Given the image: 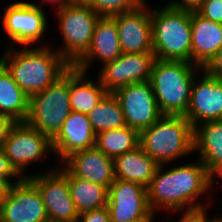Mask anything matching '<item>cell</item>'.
<instances>
[{
	"label": "cell",
	"instance_id": "obj_7",
	"mask_svg": "<svg viewBox=\"0 0 222 222\" xmlns=\"http://www.w3.org/2000/svg\"><path fill=\"white\" fill-rule=\"evenodd\" d=\"M55 12L63 44L54 49L72 66L88 50L100 16L84 0H75Z\"/></svg>",
	"mask_w": 222,
	"mask_h": 222
},
{
	"label": "cell",
	"instance_id": "obj_12",
	"mask_svg": "<svg viewBox=\"0 0 222 222\" xmlns=\"http://www.w3.org/2000/svg\"><path fill=\"white\" fill-rule=\"evenodd\" d=\"M155 60L153 52L122 53L114 61L102 65L96 75L101 85L113 93L131 83L150 81Z\"/></svg>",
	"mask_w": 222,
	"mask_h": 222
},
{
	"label": "cell",
	"instance_id": "obj_4",
	"mask_svg": "<svg viewBox=\"0 0 222 222\" xmlns=\"http://www.w3.org/2000/svg\"><path fill=\"white\" fill-rule=\"evenodd\" d=\"M192 12L166 4L151 6L152 46L156 59L192 63Z\"/></svg>",
	"mask_w": 222,
	"mask_h": 222
},
{
	"label": "cell",
	"instance_id": "obj_15",
	"mask_svg": "<svg viewBox=\"0 0 222 222\" xmlns=\"http://www.w3.org/2000/svg\"><path fill=\"white\" fill-rule=\"evenodd\" d=\"M200 74L193 79L190 102L184 116L193 128L205 122L222 120V79L209 75L203 69Z\"/></svg>",
	"mask_w": 222,
	"mask_h": 222
},
{
	"label": "cell",
	"instance_id": "obj_24",
	"mask_svg": "<svg viewBox=\"0 0 222 222\" xmlns=\"http://www.w3.org/2000/svg\"><path fill=\"white\" fill-rule=\"evenodd\" d=\"M28 105L29 97L0 62V114L7 115L16 122H24L28 115Z\"/></svg>",
	"mask_w": 222,
	"mask_h": 222
},
{
	"label": "cell",
	"instance_id": "obj_16",
	"mask_svg": "<svg viewBox=\"0 0 222 222\" xmlns=\"http://www.w3.org/2000/svg\"><path fill=\"white\" fill-rule=\"evenodd\" d=\"M150 7L145 0L137 8L113 16L122 53L153 52Z\"/></svg>",
	"mask_w": 222,
	"mask_h": 222
},
{
	"label": "cell",
	"instance_id": "obj_38",
	"mask_svg": "<svg viewBox=\"0 0 222 222\" xmlns=\"http://www.w3.org/2000/svg\"><path fill=\"white\" fill-rule=\"evenodd\" d=\"M211 177H212V190H215V186H213L214 184L215 185H219V184H217V183H219L221 180H222V166H220L212 175H211ZM217 178H218V180H217ZM220 179V180H219ZM218 181V182H216V181ZM222 184V183H221Z\"/></svg>",
	"mask_w": 222,
	"mask_h": 222
},
{
	"label": "cell",
	"instance_id": "obj_11",
	"mask_svg": "<svg viewBox=\"0 0 222 222\" xmlns=\"http://www.w3.org/2000/svg\"><path fill=\"white\" fill-rule=\"evenodd\" d=\"M113 94L120 103L126 125L138 132L162 116L150 81L131 83L116 89Z\"/></svg>",
	"mask_w": 222,
	"mask_h": 222
},
{
	"label": "cell",
	"instance_id": "obj_8",
	"mask_svg": "<svg viewBox=\"0 0 222 222\" xmlns=\"http://www.w3.org/2000/svg\"><path fill=\"white\" fill-rule=\"evenodd\" d=\"M3 151L22 178H28L31 175L29 173L32 172H29L28 168L33 166V163L36 165L39 161L51 160L47 153L54 156L52 140L25 122H17L11 128L3 143Z\"/></svg>",
	"mask_w": 222,
	"mask_h": 222
},
{
	"label": "cell",
	"instance_id": "obj_30",
	"mask_svg": "<svg viewBox=\"0 0 222 222\" xmlns=\"http://www.w3.org/2000/svg\"><path fill=\"white\" fill-rule=\"evenodd\" d=\"M209 205L202 207H196L191 209H183L181 212V218H178V222H207V210Z\"/></svg>",
	"mask_w": 222,
	"mask_h": 222
},
{
	"label": "cell",
	"instance_id": "obj_20",
	"mask_svg": "<svg viewBox=\"0 0 222 222\" xmlns=\"http://www.w3.org/2000/svg\"><path fill=\"white\" fill-rule=\"evenodd\" d=\"M192 64L204 68L222 48V24L192 11Z\"/></svg>",
	"mask_w": 222,
	"mask_h": 222
},
{
	"label": "cell",
	"instance_id": "obj_26",
	"mask_svg": "<svg viewBox=\"0 0 222 222\" xmlns=\"http://www.w3.org/2000/svg\"><path fill=\"white\" fill-rule=\"evenodd\" d=\"M95 146L105 155L114 159L139 146V132L127 125L103 131L96 135Z\"/></svg>",
	"mask_w": 222,
	"mask_h": 222
},
{
	"label": "cell",
	"instance_id": "obj_13",
	"mask_svg": "<svg viewBox=\"0 0 222 222\" xmlns=\"http://www.w3.org/2000/svg\"><path fill=\"white\" fill-rule=\"evenodd\" d=\"M106 207L111 222H130L156 216L148 204L147 188L121 179H115L108 188Z\"/></svg>",
	"mask_w": 222,
	"mask_h": 222
},
{
	"label": "cell",
	"instance_id": "obj_35",
	"mask_svg": "<svg viewBox=\"0 0 222 222\" xmlns=\"http://www.w3.org/2000/svg\"><path fill=\"white\" fill-rule=\"evenodd\" d=\"M16 123L17 122L14 121L11 117L4 114H0V147H3V143L9 135L11 128Z\"/></svg>",
	"mask_w": 222,
	"mask_h": 222
},
{
	"label": "cell",
	"instance_id": "obj_36",
	"mask_svg": "<svg viewBox=\"0 0 222 222\" xmlns=\"http://www.w3.org/2000/svg\"><path fill=\"white\" fill-rule=\"evenodd\" d=\"M21 179H3L0 178V205L7 198L10 188L14 183L19 182Z\"/></svg>",
	"mask_w": 222,
	"mask_h": 222
},
{
	"label": "cell",
	"instance_id": "obj_21",
	"mask_svg": "<svg viewBox=\"0 0 222 222\" xmlns=\"http://www.w3.org/2000/svg\"><path fill=\"white\" fill-rule=\"evenodd\" d=\"M116 179L136 182L148 187L159 164L145 153L140 146L113 159Z\"/></svg>",
	"mask_w": 222,
	"mask_h": 222
},
{
	"label": "cell",
	"instance_id": "obj_10",
	"mask_svg": "<svg viewBox=\"0 0 222 222\" xmlns=\"http://www.w3.org/2000/svg\"><path fill=\"white\" fill-rule=\"evenodd\" d=\"M28 179L38 188L49 222H78V212L71 197L67 168L61 163Z\"/></svg>",
	"mask_w": 222,
	"mask_h": 222
},
{
	"label": "cell",
	"instance_id": "obj_33",
	"mask_svg": "<svg viewBox=\"0 0 222 222\" xmlns=\"http://www.w3.org/2000/svg\"><path fill=\"white\" fill-rule=\"evenodd\" d=\"M211 76L222 79V48L219 49L211 61L203 68Z\"/></svg>",
	"mask_w": 222,
	"mask_h": 222
},
{
	"label": "cell",
	"instance_id": "obj_14",
	"mask_svg": "<svg viewBox=\"0 0 222 222\" xmlns=\"http://www.w3.org/2000/svg\"><path fill=\"white\" fill-rule=\"evenodd\" d=\"M0 222H49L40 192L28 178L11 186L0 205Z\"/></svg>",
	"mask_w": 222,
	"mask_h": 222
},
{
	"label": "cell",
	"instance_id": "obj_9",
	"mask_svg": "<svg viewBox=\"0 0 222 222\" xmlns=\"http://www.w3.org/2000/svg\"><path fill=\"white\" fill-rule=\"evenodd\" d=\"M5 7L1 20L3 30L10 43L5 48L31 47L38 44V46H45L43 43H39L48 30V18L44 9L22 0L12 2L8 7Z\"/></svg>",
	"mask_w": 222,
	"mask_h": 222
},
{
	"label": "cell",
	"instance_id": "obj_25",
	"mask_svg": "<svg viewBox=\"0 0 222 222\" xmlns=\"http://www.w3.org/2000/svg\"><path fill=\"white\" fill-rule=\"evenodd\" d=\"M72 200L78 214L107 206L108 188L74 176L67 169Z\"/></svg>",
	"mask_w": 222,
	"mask_h": 222
},
{
	"label": "cell",
	"instance_id": "obj_39",
	"mask_svg": "<svg viewBox=\"0 0 222 222\" xmlns=\"http://www.w3.org/2000/svg\"><path fill=\"white\" fill-rule=\"evenodd\" d=\"M208 214H210L209 211H207V222H222L221 214L219 215V217L217 214H215L216 216L212 217H210Z\"/></svg>",
	"mask_w": 222,
	"mask_h": 222
},
{
	"label": "cell",
	"instance_id": "obj_32",
	"mask_svg": "<svg viewBox=\"0 0 222 222\" xmlns=\"http://www.w3.org/2000/svg\"><path fill=\"white\" fill-rule=\"evenodd\" d=\"M0 178L3 179H22V177L16 172V170L10 164L9 159L3 151V147H0Z\"/></svg>",
	"mask_w": 222,
	"mask_h": 222
},
{
	"label": "cell",
	"instance_id": "obj_1",
	"mask_svg": "<svg viewBox=\"0 0 222 222\" xmlns=\"http://www.w3.org/2000/svg\"><path fill=\"white\" fill-rule=\"evenodd\" d=\"M167 165H159L147 187L148 204L152 212L160 213L164 209L165 213L174 215L183 209L212 204L209 200L213 199L210 196L212 177L198 158L191 163L187 161L186 164L180 163L169 168Z\"/></svg>",
	"mask_w": 222,
	"mask_h": 222
},
{
	"label": "cell",
	"instance_id": "obj_18",
	"mask_svg": "<svg viewBox=\"0 0 222 222\" xmlns=\"http://www.w3.org/2000/svg\"><path fill=\"white\" fill-rule=\"evenodd\" d=\"M121 54L115 18L100 16L96 22L88 50L72 66L88 73L95 60H99L103 63L100 65H104L109 61H114Z\"/></svg>",
	"mask_w": 222,
	"mask_h": 222
},
{
	"label": "cell",
	"instance_id": "obj_17",
	"mask_svg": "<svg viewBox=\"0 0 222 222\" xmlns=\"http://www.w3.org/2000/svg\"><path fill=\"white\" fill-rule=\"evenodd\" d=\"M95 145L96 133L87 114L72 111L52 139L53 158L60 164L72 153L93 148Z\"/></svg>",
	"mask_w": 222,
	"mask_h": 222
},
{
	"label": "cell",
	"instance_id": "obj_23",
	"mask_svg": "<svg viewBox=\"0 0 222 222\" xmlns=\"http://www.w3.org/2000/svg\"><path fill=\"white\" fill-rule=\"evenodd\" d=\"M108 91L98 77L93 81L88 74L70 66V106L72 111L88 114Z\"/></svg>",
	"mask_w": 222,
	"mask_h": 222
},
{
	"label": "cell",
	"instance_id": "obj_31",
	"mask_svg": "<svg viewBox=\"0 0 222 222\" xmlns=\"http://www.w3.org/2000/svg\"><path fill=\"white\" fill-rule=\"evenodd\" d=\"M78 222H111V220L107 207H103L79 214Z\"/></svg>",
	"mask_w": 222,
	"mask_h": 222
},
{
	"label": "cell",
	"instance_id": "obj_3",
	"mask_svg": "<svg viewBox=\"0 0 222 222\" xmlns=\"http://www.w3.org/2000/svg\"><path fill=\"white\" fill-rule=\"evenodd\" d=\"M139 146L160 164L194 154V128L184 116L162 115L153 125L139 132Z\"/></svg>",
	"mask_w": 222,
	"mask_h": 222
},
{
	"label": "cell",
	"instance_id": "obj_34",
	"mask_svg": "<svg viewBox=\"0 0 222 222\" xmlns=\"http://www.w3.org/2000/svg\"><path fill=\"white\" fill-rule=\"evenodd\" d=\"M205 0H170L167 4L180 10L196 11Z\"/></svg>",
	"mask_w": 222,
	"mask_h": 222
},
{
	"label": "cell",
	"instance_id": "obj_29",
	"mask_svg": "<svg viewBox=\"0 0 222 222\" xmlns=\"http://www.w3.org/2000/svg\"><path fill=\"white\" fill-rule=\"evenodd\" d=\"M196 12L205 19L222 24V0H205Z\"/></svg>",
	"mask_w": 222,
	"mask_h": 222
},
{
	"label": "cell",
	"instance_id": "obj_5",
	"mask_svg": "<svg viewBox=\"0 0 222 222\" xmlns=\"http://www.w3.org/2000/svg\"><path fill=\"white\" fill-rule=\"evenodd\" d=\"M201 70L186 61L155 60L150 83L162 115H186L193 79Z\"/></svg>",
	"mask_w": 222,
	"mask_h": 222
},
{
	"label": "cell",
	"instance_id": "obj_6",
	"mask_svg": "<svg viewBox=\"0 0 222 222\" xmlns=\"http://www.w3.org/2000/svg\"><path fill=\"white\" fill-rule=\"evenodd\" d=\"M69 90L70 67L50 86L29 98L24 122L52 140L72 112Z\"/></svg>",
	"mask_w": 222,
	"mask_h": 222
},
{
	"label": "cell",
	"instance_id": "obj_2",
	"mask_svg": "<svg viewBox=\"0 0 222 222\" xmlns=\"http://www.w3.org/2000/svg\"><path fill=\"white\" fill-rule=\"evenodd\" d=\"M48 44L7 47L0 57V62L29 98L50 86L71 66Z\"/></svg>",
	"mask_w": 222,
	"mask_h": 222
},
{
	"label": "cell",
	"instance_id": "obj_40",
	"mask_svg": "<svg viewBox=\"0 0 222 222\" xmlns=\"http://www.w3.org/2000/svg\"><path fill=\"white\" fill-rule=\"evenodd\" d=\"M155 217H144L142 219H137L134 221H130V222H156L154 221Z\"/></svg>",
	"mask_w": 222,
	"mask_h": 222
},
{
	"label": "cell",
	"instance_id": "obj_28",
	"mask_svg": "<svg viewBox=\"0 0 222 222\" xmlns=\"http://www.w3.org/2000/svg\"><path fill=\"white\" fill-rule=\"evenodd\" d=\"M99 16L112 17L137 8L145 0H84Z\"/></svg>",
	"mask_w": 222,
	"mask_h": 222
},
{
	"label": "cell",
	"instance_id": "obj_22",
	"mask_svg": "<svg viewBox=\"0 0 222 222\" xmlns=\"http://www.w3.org/2000/svg\"><path fill=\"white\" fill-rule=\"evenodd\" d=\"M212 175L222 166V120L194 127V153Z\"/></svg>",
	"mask_w": 222,
	"mask_h": 222
},
{
	"label": "cell",
	"instance_id": "obj_19",
	"mask_svg": "<svg viewBox=\"0 0 222 222\" xmlns=\"http://www.w3.org/2000/svg\"><path fill=\"white\" fill-rule=\"evenodd\" d=\"M62 164L74 176L107 188L116 179L113 159L96 146L72 153Z\"/></svg>",
	"mask_w": 222,
	"mask_h": 222
},
{
	"label": "cell",
	"instance_id": "obj_27",
	"mask_svg": "<svg viewBox=\"0 0 222 222\" xmlns=\"http://www.w3.org/2000/svg\"><path fill=\"white\" fill-rule=\"evenodd\" d=\"M87 116L96 135L126 126L120 103L111 92H108Z\"/></svg>",
	"mask_w": 222,
	"mask_h": 222
},
{
	"label": "cell",
	"instance_id": "obj_37",
	"mask_svg": "<svg viewBox=\"0 0 222 222\" xmlns=\"http://www.w3.org/2000/svg\"><path fill=\"white\" fill-rule=\"evenodd\" d=\"M73 1H75V0H40V1H38L39 5H37L35 2H31V1L26 0L27 3H29L33 6H38L39 8H41V7L44 8L45 5L50 4L53 8V11L57 10L61 6L71 3Z\"/></svg>",
	"mask_w": 222,
	"mask_h": 222
}]
</instances>
